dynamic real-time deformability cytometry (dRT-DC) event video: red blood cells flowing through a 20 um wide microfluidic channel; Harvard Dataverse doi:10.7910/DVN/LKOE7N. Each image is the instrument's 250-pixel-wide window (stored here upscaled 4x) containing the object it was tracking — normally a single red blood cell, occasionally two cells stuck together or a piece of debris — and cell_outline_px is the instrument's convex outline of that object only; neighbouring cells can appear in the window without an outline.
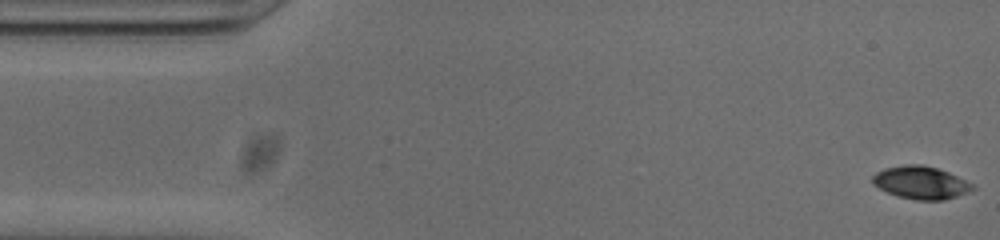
{"species": "common noctule bat (a hibernating species)", "species_latin": "Nyctalus noctula", "temperature_condition": "cold", "stored_images_in_passage": 53, "camera_frame_rate_fps": 3000, "um_per_image_px": 0.085, "animal": {"sex": "male", "body_mass_g": 20.0, "forearm_length_mm": 53.3}, "frame": {"image": 1, "passage_image": 1, "time_ms": 0.0, "image_size_px": [1000, 240], "cell_outline_px": [[976, 188], [968, 192], [944, 200], [916, 200], [896, 196], [872, 184], [872, 176], [876, 172], [884, 168], [904, 164], [920, 164], [936, 168], [948, 172], [972, 184]], "centroid_in_image_um": [78.23, 15.52], "position_along_channel_um": 6.8, "area_um2": 19.02}}
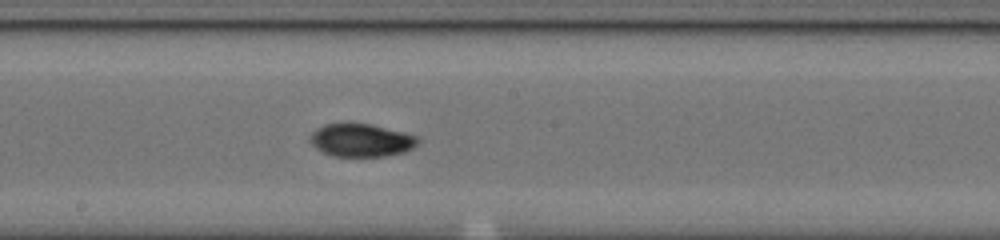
{"frame": {"image": 2, "passage_image": 27, "time_ms": 8.667, "image_size_px": [1000, 240], "cell_outline_px": [[420, 144], [404, 152], [384, 156], [332, 156], [316, 148], [308, 140], [312, 132], [316, 128], [324, 124], [372, 124], [404, 132], [416, 136], [420, 140]], "centroid_in_image_um": [30.71, 11.92], "position_along_channel_um": 217.5, "area_um2": 20.69}}
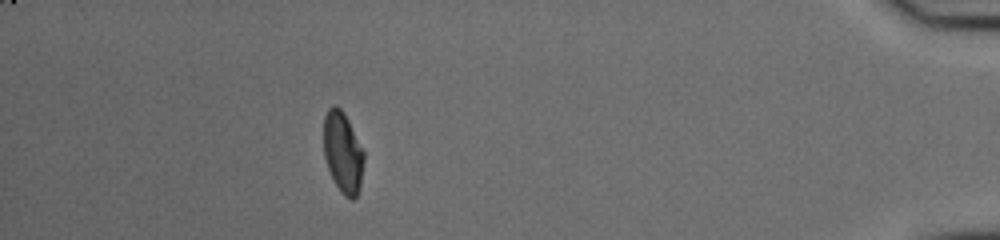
{"frame": {"image": 3, "passage_image": 47, "time_ms": 15.333, "image_size_px": [1000, 240], "cell_outline_px": [[364, 160], [360, 188], [356, 196], [352, 200], [344, 196], [340, 192], [328, 168], [324, 156], [324, 116], [328, 108], [332, 104], [340, 108], [344, 112], [364, 152]], "centroid_in_image_um": [29.14, 12.95], "position_along_channel_um": 406.1, "area_um2": 18.96}, "authors_computed_cell_mechanics": {"area_um2": 19.8832, "velocity_mm_per_s": 3.7928, "shape_relaxation_time_tau1_ms": 4.5405, "shape_relaxation_time_tau2_ms": 4.4824, "deformation_change_tau1": 0.1666, "deformation_change_tau2": 0.0606}}